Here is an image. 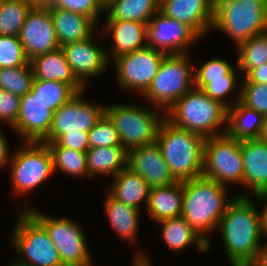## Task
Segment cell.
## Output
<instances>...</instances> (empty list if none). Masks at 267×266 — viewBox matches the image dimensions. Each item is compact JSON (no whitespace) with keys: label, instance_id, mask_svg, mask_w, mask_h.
Masks as SVG:
<instances>
[{"label":"cell","instance_id":"7dc6e473","mask_svg":"<svg viewBox=\"0 0 267 266\" xmlns=\"http://www.w3.org/2000/svg\"><path fill=\"white\" fill-rule=\"evenodd\" d=\"M145 255L143 252H137L136 256H134V261L132 266H152L151 260Z\"/></svg>","mask_w":267,"mask_h":266},{"label":"cell","instance_id":"816d5d0a","mask_svg":"<svg viewBox=\"0 0 267 266\" xmlns=\"http://www.w3.org/2000/svg\"><path fill=\"white\" fill-rule=\"evenodd\" d=\"M4 0H0V8H1V5L3 4Z\"/></svg>","mask_w":267,"mask_h":266},{"label":"cell","instance_id":"83f0119b","mask_svg":"<svg viewBox=\"0 0 267 266\" xmlns=\"http://www.w3.org/2000/svg\"><path fill=\"white\" fill-rule=\"evenodd\" d=\"M86 160L89 178L114 177L127 167V150L123 146L89 148Z\"/></svg>","mask_w":267,"mask_h":266},{"label":"cell","instance_id":"7a4b0ae2","mask_svg":"<svg viewBox=\"0 0 267 266\" xmlns=\"http://www.w3.org/2000/svg\"><path fill=\"white\" fill-rule=\"evenodd\" d=\"M228 186L200 176L183 181V206L181 216L210 248L208 234L217 230L228 204L235 198L228 197Z\"/></svg>","mask_w":267,"mask_h":266},{"label":"cell","instance_id":"4dcf8cb0","mask_svg":"<svg viewBox=\"0 0 267 266\" xmlns=\"http://www.w3.org/2000/svg\"><path fill=\"white\" fill-rule=\"evenodd\" d=\"M46 143L53 158V168L70 177H88L86 153L59 146L56 142Z\"/></svg>","mask_w":267,"mask_h":266},{"label":"cell","instance_id":"60d3db41","mask_svg":"<svg viewBox=\"0 0 267 266\" xmlns=\"http://www.w3.org/2000/svg\"><path fill=\"white\" fill-rule=\"evenodd\" d=\"M196 68L194 67V83H210V80L226 79V75L234 67L228 60L214 58L205 62L199 69Z\"/></svg>","mask_w":267,"mask_h":266},{"label":"cell","instance_id":"6da1fadb","mask_svg":"<svg viewBox=\"0 0 267 266\" xmlns=\"http://www.w3.org/2000/svg\"><path fill=\"white\" fill-rule=\"evenodd\" d=\"M249 194L235 195L218 224L230 266H252L264 247L260 211Z\"/></svg>","mask_w":267,"mask_h":266},{"label":"cell","instance_id":"603a6c76","mask_svg":"<svg viewBox=\"0 0 267 266\" xmlns=\"http://www.w3.org/2000/svg\"><path fill=\"white\" fill-rule=\"evenodd\" d=\"M30 64L34 79L61 81L71 85L77 92L85 91L86 87L74 75L61 47L34 57L30 60Z\"/></svg>","mask_w":267,"mask_h":266},{"label":"cell","instance_id":"3957f363","mask_svg":"<svg viewBox=\"0 0 267 266\" xmlns=\"http://www.w3.org/2000/svg\"><path fill=\"white\" fill-rule=\"evenodd\" d=\"M205 138L180 129L164 119L158 129L156 143L176 181L202 176Z\"/></svg>","mask_w":267,"mask_h":266},{"label":"cell","instance_id":"52a82bcc","mask_svg":"<svg viewBox=\"0 0 267 266\" xmlns=\"http://www.w3.org/2000/svg\"><path fill=\"white\" fill-rule=\"evenodd\" d=\"M17 215V224L11 233V245L20 256L14 266H63L46 229L28 212Z\"/></svg>","mask_w":267,"mask_h":266},{"label":"cell","instance_id":"836d02e7","mask_svg":"<svg viewBox=\"0 0 267 266\" xmlns=\"http://www.w3.org/2000/svg\"><path fill=\"white\" fill-rule=\"evenodd\" d=\"M32 93L49 105L54 112L78 92L68 83L34 79Z\"/></svg>","mask_w":267,"mask_h":266},{"label":"cell","instance_id":"d590c367","mask_svg":"<svg viewBox=\"0 0 267 266\" xmlns=\"http://www.w3.org/2000/svg\"><path fill=\"white\" fill-rule=\"evenodd\" d=\"M237 71L236 68H233L227 75L226 79H217L210 80V83H194V87L202 90L206 95H208L211 99L220 102L227 109L232 107L237 101L240 100V90L235 101L231 103V101L227 100V95L235 90L238 86L240 88L241 85L237 83ZM226 98V99H225Z\"/></svg>","mask_w":267,"mask_h":266},{"label":"cell","instance_id":"4316f807","mask_svg":"<svg viewBox=\"0 0 267 266\" xmlns=\"http://www.w3.org/2000/svg\"><path fill=\"white\" fill-rule=\"evenodd\" d=\"M107 192L116 200L141 210L142 202L147 204L150 187L138 174L127 167L114 176Z\"/></svg>","mask_w":267,"mask_h":266},{"label":"cell","instance_id":"681fc988","mask_svg":"<svg viewBox=\"0 0 267 266\" xmlns=\"http://www.w3.org/2000/svg\"><path fill=\"white\" fill-rule=\"evenodd\" d=\"M260 139L267 141V115L264 116L263 129L260 135Z\"/></svg>","mask_w":267,"mask_h":266},{"label":"cell","instance_id":"7c38bea8","mask_svg":"<svg viewBox=\"0 0 267 266\" xmlns=\"http://www.w3.org/2000/svg\"><path fill=\"white\" fill-rule=\"evenodd\" d=\"M166 55L149 46L114 58L116 79L121 90L138 92L142 95L158 73Z\"/></svg>","mask_w":267,"mask_h":266},{"label":"cell","instance_id":"ffe728a7","mask_svg":"<svg viewBox=\"0 0 267 266\" xmlns=\"http://www.w3.org/2000/svg\"><path fill=\"white\" fill-rule=\"evenodd\" d=\"M105 24L102 25V31L104 32H101V35L103 33L112 35L111 49L107 52V58L110 63L112 59L120 55L131 53L147 46L146 22L106 20Z\"/></svg>","mask_w":267,"mask_h":266},{"label":"cell","instance_id":"8fae6325","mask_svg":"<svg viewBox=\"0 0 267 266\" xmlns=\"http://www.w3.org/2000/svg\"><path fill=\"white\" fill-rule=\"evenodd\" d=\"M243 175L240 140L226 133L205 139L202 176L227 186L236 183L243 185Z\"/></svg>","mask_w":267,"mask_h":266},{"label":"cell","instance_id":"7bdbcfd3","mask_svg":"<svg viewBox=\"0 0 267 266\" xmlns=\"http://www.w3.org/2000/svg\"><path fill=\"white\" fill-rule=\"evenodd\" d=\"M59 146L85 152L89 149L88 133H65L56 141Z\"/></svg>","mask_w":267,"mask_h":266},{"label":"cell","instance_id":"30bf717a","mask_svg":"<svg viewBox=\"0 0 267 266\" xmlns=\"http://www.w3.org/2000/svg\"><path fill=\"white\" fill-rule=\"evenodd\" d=\"M28 211L48 232L63 266H92L87 238L82 228L69 218H56L33 208Z\"/></svg>","mask_w":267,"mask_h":266},{"label":"cell","instance_id":"db71d44e","mask_svg":"<svg viewBox=\"0 0 267 266\" xmlns=\"http://www.w3.org/2000/svg\"><path fill=\"white\" fill-rule=\"evenodd\" d=\"M103 4L107 1V0H100Z\"/></svg>","mask_w":267,"mask_h":266},{"label":"cell","instance_id":"484cf974","mask_svg":"<svg viewBox=\"0 0 267 266\" xmlns=\"http://www.w3.org/2000/svg\"><path fill=\"white\" fill-rule=\"evenodd\" d=\"M264 116L240 101L227 109L226 134L237 140L260 138Z\"/></svg>","mask_w":267,"mask_h":266},{"label":"cell","instance_id":"f6af8a7d","mask_svg":"<svg viewBox=\"0 0 267 266\" xmlns=\"http://www.w3.org/2000/svg\"><path fill=\"white\" fill-rule=\"evenodd\" d=\"M6 138L7 137L0 130V170L9 164L11 155L9 144L7 143L8 141Z\"/></svg>","mask_w":267,"mask_h":266},{"label":"cell","instance_id":"ee69618b","mask_svg":"<svg viewBox=\"0 0 267 266\" xmlns=\"http://www.w3.org/2000/svg\"><path fill=\"white\" fill-rule=\"evenodd\" d=\"M238 82L267 84V63L253 68L245 77L242 78L241 82Z\"/></svg>","mask_w":267,"mask_h":266},{"label":"cell","instance_id":"e0dca14e","mask_svg":"<svg viewBox=\"0 0 267 266\" xmlns=\"http://www.w3.org/2000/svg\"><path fill=\"white\" fill-rule=\"evenodd\" d=\"M53 111L43 100L29 91L20 100V111L11 128L24 141L41 142L51 129Z\"/></svg>","mask_w":267,"mask_h":266},{"label":"cell","instance_id":"c3c4849f","mask_svg":"<svg viewBox=\"0 0 267 266\" xmlns=\"http://www.w3.org/2000/svg\"><path fill=\"white\" fill-rule=\"evenodd\" d=\"M252 266H267V249L265 247L258 254L257 260Z\"/></svg>","mask_w":267,"mask_h":266},{"label":"cell","instance_id":"f5cc1de1","mask_svg":"<svg viewBox=\"0 0 267 266\" xmlns=\"http://www.w3.org/2000/svg\"><path fill=\"white\" fill-rule=\"evenodd\" d=\"M265 238H267V237H265ZM264 247L267 249V242H266V243H264Z\"/></svg>","mask_w":267,"mask_h":266},{"label":"cell","instance_id":"1f68e13d","mask_svg":"<svg viewBox=\"0 0 267 266\" xmlns=\"http://www.w3.org/2000/svg\"><path fill=\"white\" fill-rule=\"evenodd\" d=\"M237 54V68L244 73V77L253 68L267 63V31L238 45Z\"/></svg>","mask_w":267,"mask_h":266},{"label":"cell","instance_id":"9a60e30c","mask_svg":"<svg viewBox=\"0 0 267 266\" xmlns=\"http://www.w3.org/2000/svg\"><path fill=\"white\" fill-rule=\"evenodd\" d=\"M19 39L29 61L38 55L60 48L46 5H35L31 9L21 27Z\"/></svg>","mask_w":267,"mask_h":266},{"label":"cell","instance_id":"8992f818","mask_svg":"<svg viewBox=\"0 0 267 266\" xmlns=\"http://www.w3.org/2000/svg\"><path fill=\"white\" fill-rule=\"evenodd\" d=\"M159 110L154 106L150 109L127 102L105 105V114L112 121L127 151L156 142L159 126L165 119V112L161 110L160 113Z\"/></svg>","mask_w":267,"mask_h":266},{"label":"cell","instance_id":"277c9868","mask_svg":"<svg viewBox=\"0 0 267 266\" xmlns=\"http://www.w3.org/2000/svg\"><path fill=\"white\" fill-rule=\"evenodd\" d=\"M165 119L206 139L226 133V127L220 128L227 125V108L194 87L165 112Z\"/></svg>","mask_w":267,"mask_h":266},{"label":"cell","instance_id":"ac0fdd59","mask_svg":"<svg viewBox=\"0 0 267 266\" xmlns=\"http://www.w3.org/2000/svg\"><path fill=\"white\" fill-rule=\"evenodd\" d=\"M127 168L141 176L150 188L164 187L176 182L156 142L129 149Z\"/></svg>","mask_w":267,"mask_h":266},{"label":"cell","instance_id":"e575fe53","mask_svg":"<svg viewBox=\"0 0 267 266\" xmlns=\"http://www.w3.org/2000/svg\"><path fill=\"white\" fill-rule=\"evenodd\" d=\"M34 73L30 61L23 66L0 68V89L23 97L32 89Z\"/></svg>","mask_w":267,"mask_h":266},{"label":"cell","instance_id":"2e32d148","mask_svg":"<svg viewBox=\"0 0 267 266\" xmlns=\"http://www.w3.org/2000/svg\"><path fill=\"white\" fill-rule=\"evenodd\" d=\"M96 33L91 37L61 46L68 65L77 79L86 87L88 78L97 77L105 72L110 64L107 50L102 49L95 41Z\"/></svg>","mask_w":267,"mask_h":266},{"label":"cell","instance_id":"ba28073f","mask_svg":"<svg viewBox=\"0 0 267 266\" xmlns=\"http://www.w3.org/2000/svg\"><path fill=\"white\" fill-rule=\"evenodd\" d=\"M188 53L166 55L158 73L142 94L152 106L166 112L185 93L194 88V65Z\"/></svg>","mask_w":267,"mask_h":266},{"label":"cell","instance_id":"f1b7e54d","mask_svg":"<svg viewBox=\"0 0 267 266\" xmlns=\"http://www.w3.org/2000/svg\"><path fill=\"white\" fill-rule=\"evenodd\" d=\"M161 225L160 233L169 250L182 251L191 244L200 253L207 252V243L192 229L182 217H174L157 222Z\"/></svg>","mask_w":267,"mask_h":266},{"label":"cell","instance_id":"f35d334b","mask_svg":"<svg viewBox=\"0 0 267 266\" xmlns=\"http://www.w3.org/2000/svg\"><path fill=\"white\" fill-rule=\"evenodd\" d=\"M240 102L263 116L267 115V84L240 83Z\"/></svg>","mask_w":267,"mask_h":266},{"label":"cell","instance_id":"74e56055","mask_svg":"<svg viewBox=\"0 0 267 266\" xmlns=\"http://www.w3.org/2000/svg\"><path fill=\"white\" fill-rule=\"evenodd\" d=\"M28 62L19 36L0 35V68L19 67Z\"/></svg>","mask_w":267,"mask_h":266},{"label":"cell","instance_id":"f907efd6","mask_svg":"<svg viewBox=\"0 0 267 266\" xmlns=\"http://www.w3.org/2000/svg\"><path fill=\"white\" fill-rule=\"evenodd\" d=\"M28 1L34 3L35 5H46L51 2V0H28Z\"/></svg>","mask_w":267,"mask_h":266},{"label":"cell","instance_id":"7402d4cb","mask_svg":"<svg viewBox=\"0 0 267 266\" xmlns=\"http://www.w3.org/2000/svg\"><path fill=\"white\" fill-rule=\"evenodd\" d=\"M49 8L57 41L61 46L91 37L97 23L89 17L71 11L61 10L46 4Z\"/></svg>","mask_w":267,"mask_h":266},{"label":"cell","instance_id":"ab89813d","mask_svg":"<svg viewBox=\"0 0 267 266\" xmlns=\"http://www.w3.org/2000/svg\"><path fill=\"white\" fill-rule=\"evenodd\" d=\"M52 7L82 14L98 23L101 13H105V6L100 0H51Z\"/></svg>","mask_w":267,"mask_h":266},{"label":"cell","instance_id":"d6986e66","mask_svg":"<svg viewBox=\"0 0 267 266\" xmlns=\"http://www.w3.org/2000/svg\"><path fill=\"white\" fill-rule=\"evenodd\" d=\"M215 0H163L160 12L190 26L201 38L212 30Z\"/></svg>","mask_w":267,"mask_h":266},{"label":"cell","instance_id":"bcb514c9","mask_svg":"<svg viewBox=\"0 0 267 266\" xmlns=\"http://www.w3.org/2000/svg\"><path fill=\"white\" fill-rule=\"evenodd\" d=\"M255 199L265 202L263 210H260L261 215V230L262 235L267 237V191L254 195Z\"/></svg>","mask_w":267,"mask_h":266},{"label":"cell","instance_id":"d6a6232c","mask_svg":"<svg viewBox=\"0 0 267 266\" xmlns=\"http://www.w3.org/2000/svg\"><path fill=\"white\" fill-rule=\"evenodd\" d=\"M34 6L28 0H4L0 8V35L19 36L21 27Z\"/></svg>","mask_w":267,"mask_h":266},{"label":"cell","instance_id":"8d00e7d4","mask_svg":"<svg viewBox=\"0 0 267 266\" xmlns=\"http://www.w3.org/2000/svg\"><path fill=\"white\" fill-rule=\"evenodd\" d=\"M87 133L89 148L122 146L117 130L105 113Z\"/></svg>","mask_w":267,"mask_h":266},{"label":"cell","instance_id":"4fadbf2b","mask_svg":"<svg viewBox=\"0 0 267 266\" xmlns=\"http://www.w3.org/2000/svg\"><path fill=\"white\" fill-rule=\"evenodd\" d=\"M78 92L53 113L49 134L41 142H55L65 133H87L105 113V104L86 101Z\"/></svg>","mask_w":267,"mask_h":266},{"label":"cell","instance_id":"b9f144b4","mask_svg":"<svg viewBox=\"0 0 267 266\" xmlns=\"http://www.w3.org/2000/svg\"><path fill=\"white\" fill-rule=\"evenodd\" d=\"M21 97L11 92L0 89V122L8 127H13L20 111Z\"/></svg>","mask_w":267,"mask_h":266},{"label":"cell","instance_id":"f546056e","mask_svg":"<svg viewBox=\"0 0 267 266\" xmlns=\"http://www.w3.org/2000/svg\"><path fill=\"white\" fill-rule=\"evenodd\" d=\"M106 20L146 22L160 11L159 0H107L104 3Z\"/></svg>","mask_w":267,"mask_h":266},{"label":"cell","instance_id":"5bb4252c","mask_svg":"<svg viewBox=\"0 0 267 266\" xmlns=\"http://www.w3.org/2000/svg\"><path fill=\"white\" fill-rule=\"evenodd\" d=\"M200 38L190 26L168 18L160 11L147 23V46L165 55L188 53V47Z\"/></svg>","mask_w":267,"mask_h":266},{"label":"cell","instance_id":"d4e9b609","mask_svg":"<svg viewBox=\"0 0 267 266\" xmlns=\"http://www.w3.org/2000/svg\"><path fill=\"white\" fill-rule=\"evenodd\" d=\"M104 199L105 215L115 233L130 244L135 242L141 210L116 200L108 192Z\"/></svg>","mask_w":267,"mask_h":266},{"label":"cell","instance_id":"cb8c5ba5","mask_svg":"<svg viewBox=\"0 0 267 266\" xmlns=\"http://www.w3.org/2000/svg\"><path fill=\"white\" fill-rule=\"evenodd\" d=\"M183 206V182L150 189L146 209L154 222L179 217Z\"/></svg>","mask_w":267,"mask_h":266},{"label":"cell","instance_id":"44dd1931","mask_svg":"<svg viewBox=\"0 0 267 266\" xmlns=\"http://www.w3.org/2000/svg\"><path fill=\"white\" fill-rule=\"evenodd\" d=\"M244 163L243 186L252 196L267 191V141L260 138L241 141Z\"/></svg>","mask_w":267,"mask_h":266},{"label":"cell","instance_id":"9c48e42d","mask_svg":"<svg viewBox=\"0 0 267 266\" xmlns=\"http://www.w3.org/2000/svg\"><path fill=\"white\" fill-rule=\"evenodd\" d=\"M8 168L12 193L22 196L54 174L53 158L46 143L23 141L10 155Z\"/></svg>","mask_w":267,"mask_h":266},{"label":"cell","instance_id":"5b68a950","mask_svg":"<svg viewBox=\"0 0 267 266\" xmlns=\"http://www.w3.org/2000/svg\"><path fill=\"white\" fill-rule=\"evenodd\" d=\"M212 29L229 36L236 47L267 31V0H215Z\"/></svg>","mask_w":267,"mask_h":266}]
</instances>
